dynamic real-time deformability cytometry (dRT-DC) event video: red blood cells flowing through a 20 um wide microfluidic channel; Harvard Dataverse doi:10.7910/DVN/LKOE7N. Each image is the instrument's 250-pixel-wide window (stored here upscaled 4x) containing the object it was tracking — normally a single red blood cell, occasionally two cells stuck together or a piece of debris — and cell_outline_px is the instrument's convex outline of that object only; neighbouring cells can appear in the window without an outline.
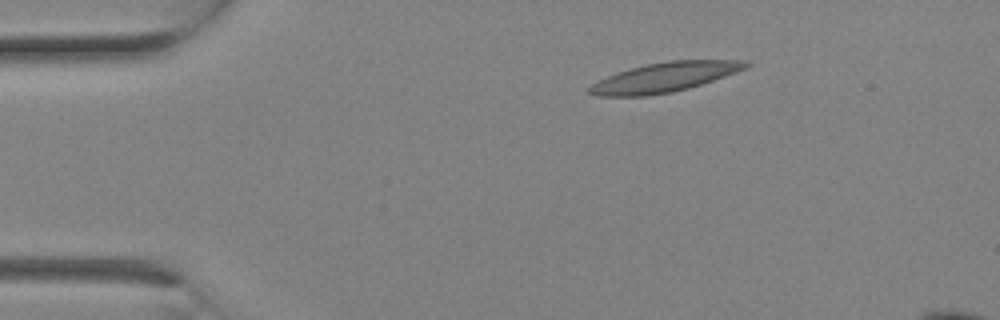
{"species": "Egyptian fruit bat (a non-hibernating species)", "species_latin": "Rousettus aegyptiacus", "temperature_condition": "room temperature", "stored_images_in_passage": 3, "camera_frame_rate_fps": 3000, "um_per_image_px": 0.085, "animal": {"sex": "female"}, "frame": {"image": 1, "passage_image": 3, "time_ms": 0.667, "image_size_px": [1000, 320], "cell_outline_px": [[752, 64], [736, 72], [688, 88], [672, 92], [648, 96], [596, 96], [588, 92], [588, 88], [592, 84], [608, 76], [632, 68], [648, 64], [668, 60], [744, 60]], "centroid_in_image_um": [56.48, 6.57], "position_along_channel_um": 28.5, "area_um2": 26.47}}